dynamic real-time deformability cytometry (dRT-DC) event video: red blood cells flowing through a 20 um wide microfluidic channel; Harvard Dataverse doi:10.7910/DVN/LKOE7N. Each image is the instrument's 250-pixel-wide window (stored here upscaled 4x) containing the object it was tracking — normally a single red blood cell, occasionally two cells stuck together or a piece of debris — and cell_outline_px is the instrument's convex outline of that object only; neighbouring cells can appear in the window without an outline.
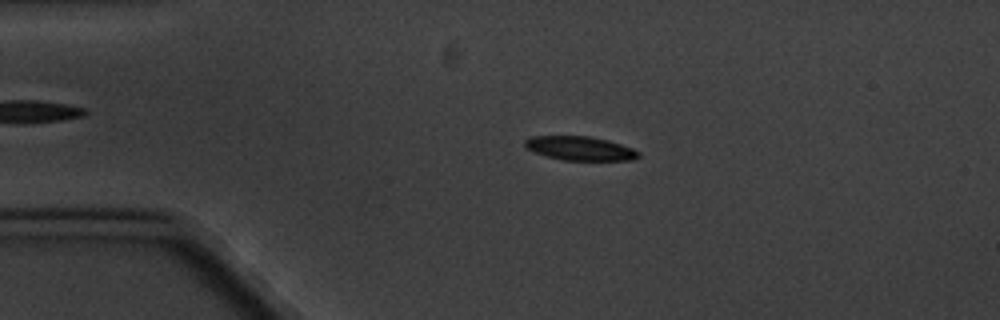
{"species": "common noctule bat (a hibernating species)", "species_latin": "Nyctalus noctula", "temperature_condition": "cold", "stored_images_in_passage": 4, "camera_frame_rate_fps": 3000, "um_per_image_px": 0.085, "animal": {"sex": "male", "body_mass_g": 20.1, "forearm_length_mm": 53.5}, "frame": {"image": 1, "passage_image": 3, "time_ms": 2.0, "image_size_px": [1000, 320], "cell_outline_px": [[640, 156], [632, 160], [564, 160], [548, 156], [536, 152], [528, 148], [524, 144], [524, 140], [532, 136], [588, 136], [608, 140], [632, 148], [640, 152]], "centroid_in_image_um": [49.33, 12.61], "position_along_channel_um": 35.7, "area_um2": 15.66}}